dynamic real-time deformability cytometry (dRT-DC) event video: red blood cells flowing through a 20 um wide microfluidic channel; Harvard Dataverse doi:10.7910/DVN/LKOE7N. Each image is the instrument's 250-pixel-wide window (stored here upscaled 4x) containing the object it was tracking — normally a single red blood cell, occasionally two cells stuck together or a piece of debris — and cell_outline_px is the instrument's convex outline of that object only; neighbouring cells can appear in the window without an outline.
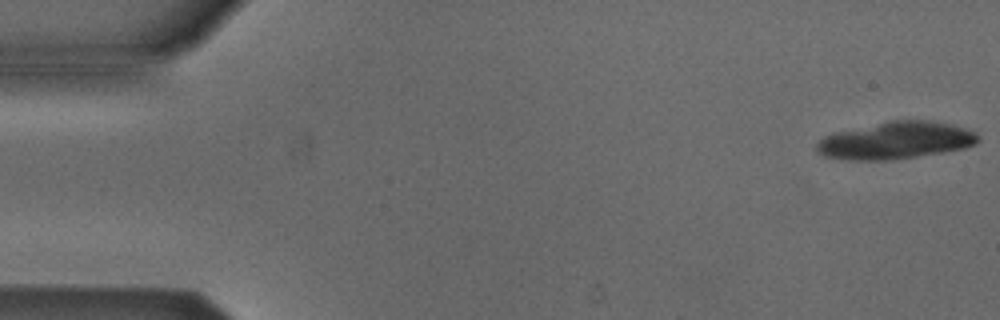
{"species": "Egyptian fruit bat (a non-hibernating species)", "species_latin": "Rousettus aegyptiacus", "temperature_condition": "cold", "stored_images_in_passage": 5, "camera_frame_rate_fps": 3000, "um_per_image_px": 0.085, "animal": {"sex": "male"}, "frame": {"image": 1, "passage_image": 1, "time_ms": 0.0, "image_size_px": [1000, 320], "cell_outline_px": [[980, 140], [976, 144], [964, 148], [916, 156], [888, 160], [848, 160], [824, 156], [816, 152], [816, 144], [824, 136], [832, 132], [888, 120], [932, 120], [952, 124], [968, 128], [976, 132], [980, 136]], "centroid_in_image_um": [76.14, 11.92], "position_along_channel_um": 8.9, "area_um2": 35.43}}